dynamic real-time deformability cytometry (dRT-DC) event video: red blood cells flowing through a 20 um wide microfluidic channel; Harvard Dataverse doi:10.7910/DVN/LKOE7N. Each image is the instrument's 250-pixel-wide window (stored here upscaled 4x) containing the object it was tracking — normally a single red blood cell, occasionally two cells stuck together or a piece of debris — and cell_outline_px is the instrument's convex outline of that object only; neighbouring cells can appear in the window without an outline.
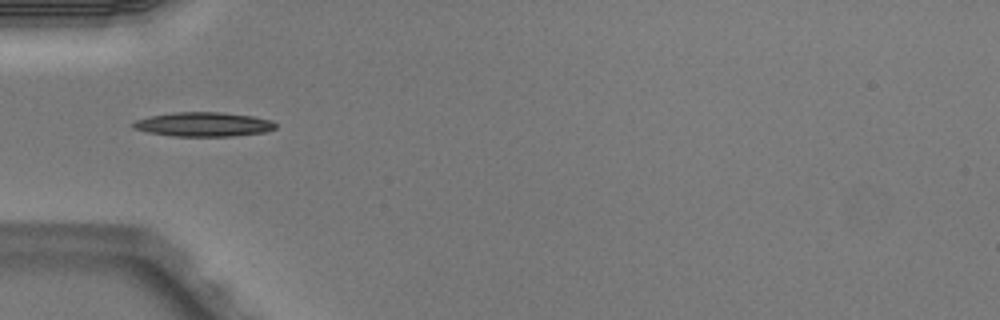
{"species": "Egyptian fruit bat (a non-hibernating species)", "species_latin": "Rousettus aegyptiacus", "temperature_condition": "warm", "stored_images_in_passage": 3, "camera_frame_rate_fps": 3000, "um_per_image_px": 0.085, "animal": {"sex": "male"}, "frame": {"image": 1, "passage_image": 3, "time_ms": 0.667, "image_size_px": [1000, 320], "cell_outline_px": [[276, 128], [264, 132], [232, 136], [172, 136], [148, 132], [132, 128], [132, 124], [136, 120], [152, 116], [176, 112], [220, 112], [252, 116], [272, 120], [276, 124]], "centroid_in_image_um": [17.31, 10.57], "position_along_channel_um": 67.7, "area_um2": 20.0}}